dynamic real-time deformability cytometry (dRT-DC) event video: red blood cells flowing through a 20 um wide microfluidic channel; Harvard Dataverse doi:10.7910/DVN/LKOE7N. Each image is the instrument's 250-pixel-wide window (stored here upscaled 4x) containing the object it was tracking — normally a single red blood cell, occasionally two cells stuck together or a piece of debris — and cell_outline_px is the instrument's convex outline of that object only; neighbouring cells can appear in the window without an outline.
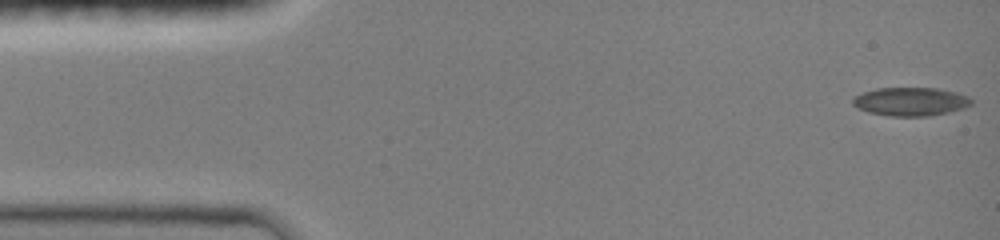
{"species": "common noctule bat (a hibernating species)", "species_latin": "Nyctalus noctula", "temperature_condition": "room temperature", "stored_images_in_passage": 32, "camera_frame_rate_fps": 3000, "um_per_image_px": 0.085, "animal": {"sex": "female", "body_mass_g": 19.0, "forearm_length_mm": 51.5}, "frame": {"image": 1, "passage_image": 1, "time_ms": 0.0, "image_size_px": [1000, 240], "cell_outline_px": [[972, 104], [964, 108], [948, 112], [928, 116], [888, 116], [868, 112], [856, 108], [852, 104], [852, 96], [876, 88], [940, 88], [956, 92], [968, 96], [972, 100]], "centroid_in_image_um": [77.37, 8.63], "position_along_channel_um": 7.6, "area_um2": 19.88}}
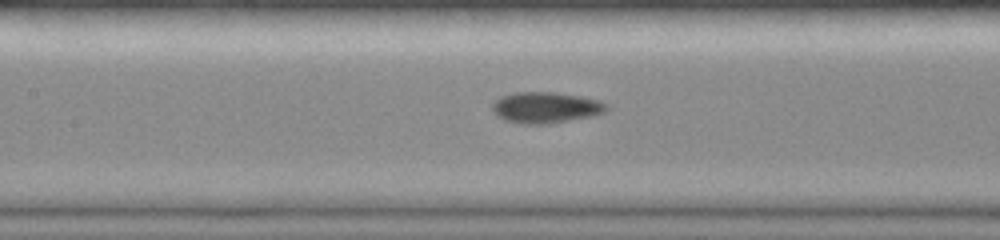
{"frame": {"image": 2, "passage_image": 19, "time_ms": 6.667, "image_size_px": [1000, 240], "cell_outline_px": [[608, 108], [604, 112], [596, 116], [548, 124], [524, 124], [504, 120], [496, 116], [492, 112], [492, 104], [500, 96], [516, 92], [556, 92], [580, 96], [600, 100], [608, 104]], "centroid_in_image_um": [46.4, 9.14], "position_along_channel_um": 161.0, "area_um2": 21.04}}
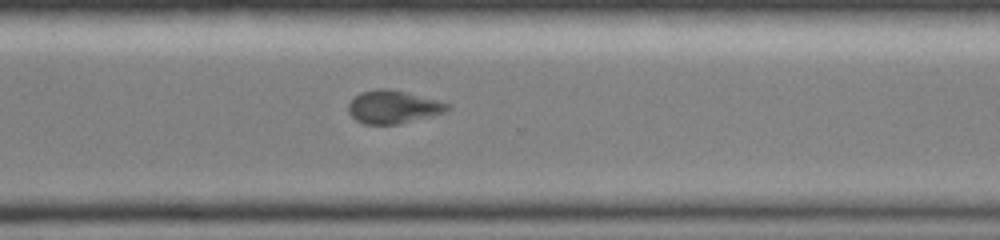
{"frame": {"image": 3, "passage_image": 32, "time_ms": 11.0, "image_size_px": [1000, 240], "cell_outline_px": [[452, 108], [444, 112], [396, 124], [364, 124], [356, 120], [348, 112], [348, 104], [360, 92], [376, 88], [388, 88], [452, 104]], "centroid_in_image_um": [33.39, 9.08], "position_along_channel_um": 337.2, "area_um2": 18.79}}